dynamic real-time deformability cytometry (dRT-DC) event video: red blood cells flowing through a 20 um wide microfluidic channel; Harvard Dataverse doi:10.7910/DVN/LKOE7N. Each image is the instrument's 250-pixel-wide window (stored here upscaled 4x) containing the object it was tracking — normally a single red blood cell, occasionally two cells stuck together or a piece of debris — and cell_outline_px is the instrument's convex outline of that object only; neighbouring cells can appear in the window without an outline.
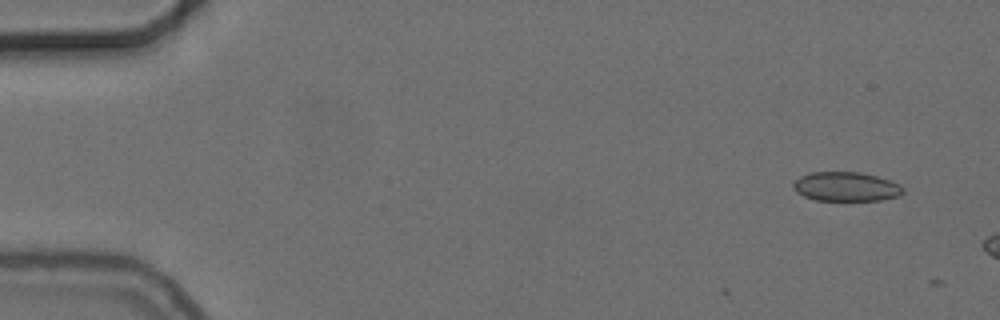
{"species": "common noctule bat (a hibernating species)", "species_latin": "Nyctalus noctula", "temperature_condition": "cold", "stored_images_in_passage": 4, "camera_frame_rate_fps": 3000, "um_per_image_px": 0.085, "animal": {"sex": "female", "body_mass_g": 24.6, "forearm_length_mm": 56.2}, "frame": {"image": 1, "passage_image": 1, "time_ms": 0.0, "image_size_px": [1000, 320], "cell_outline_px": [[904, 192], [900, 196], [880, 200], [816, 200], [804, 196], [796, 192], [792, 188], [792, 184], [800, 176], [812, 172], [860, 172], [876, 176], [900, 184], [904, 188]], "centroid_in_image_um": [71.91, 15.86], "position_along_channel_um": 13.1, "area_um2": 18.73}}